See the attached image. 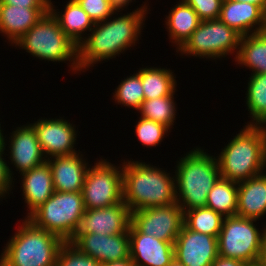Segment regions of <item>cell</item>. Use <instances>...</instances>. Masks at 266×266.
I'll return each mask as SVG.
<instances>
[{"label":"cell","mask_w":266,"mask_h":266,"mask_svg":"<svg viewBox=\"0 0 266 266\" xmlns=\"http://www.w3.org/2000/svg\"><path fill=\"white\" fill-rule=\"evenodd\" d=\"M118 9L115 14L104 21L96 22L90 33L78 45L79 72L93 67L100 61L116 58L120 53L135 46L145 27V17L148 15V4L146 2L136 10L119 15ZM147 14V15H146ZM93 65V66H92Z\"/></svg>","instance_id":"6da1fadb"},{"label":"cell","mask_w":266,"mask_h":266,"mask_svg":"<svg viewBox=\"0 0 266 266\" xmlns=\"http://www.w3.org/2000/svg\"><path fill=\"white\" fill-rule=\"evenodd\" d=\"M141 161L123 162V201L133 211L176 203L175 177Z\"/></svg>","instance_id":"7a4b0ae2"},{"label":"cell","mask_w":266,"mask_h":266,"mask_svg":"<svg viewBox=\"0 0 266 266\" xmlns=\"http://www.w3.org/2000/svg\"><path fill=\"white\" fill-rule=\"evenodd\" d=\"M229 141L216 156L220 177L239 183L265 172L266 133L263 126L244 125Z\"/></svg>","instance_id":"3957f363"},{"label":"cell","mask_w":266,"mask_h":266,"mask_svg":"<svg viewBox=\"0 0 266 266\" xmlns=\"http://www.w3.org/2000/svg\"><path fill=\"white\" fill-rule=\"evenodd\" d=\"M185 155L177 162L174 172L176 203L183 209V213L206 207L207 194L220 177L215 156L200 147H194Z\"/></svg>","instance_id":"277c9868"},{"label":"cell","mask_w":266,"mask_h":266,"mask_svg":"<svg viewBox=\"0 0 266 266\" xmlns=\"http://www.w3.org/2000/svg\"><path fill=\"white\" fill-rule=\"evenodd\" d=\"M0 255V266H55L64 240L22 220Z\"/></svg>","instance_id":"5b68a950"},{"label":"cell","mask_w":266,"mask_h":266,"mask_svg":"<svg viewBox=\"0 0 266 266\" xmlns=\"http://www.w3.org/2000/svg\"><path fill=\"white\" fill-rule=\"evenodd\" d=\"M13 45L40 60L70 61V70L79 73L78 46L63 32L50 10Z\"/></svg>","instance_id":"8992f818"},{"label":"cell","mask_w":266,"mask_h":266,"mask_svg":"<svg viewBox=\"0 0 266 266\" xmlns=\"http://www.w3.org/2000/svg\"><path fill=\"white\" fill-rule=\"evenodd\" d=\"M85 211L82 192L55 191L26 219L37 228L56 234L68 242L74 238Z\"/></svg>","instance_id":"52a82bcc"},{"label":"cell","mask_w":266,"mask_h":266,"mask_svg":"<svg viewBox=\"0 0 266 266\" xmlns=\"http://www.w3.org/2000/svg\"><path fill=\"white\" fill-rule=\"evenodd\" d=\"M256 221L237 215L224 217L217 237L219 256L241 260L250 265L259 263L265 242V229L260 232L254 224Z\"/></svg>","instance_id":"ba28073f"},{"label":"cell","mask_w":266,"mask_h":266,"mask_svg":"<svg viewBox=\"0 0 266 266\" xmlns=\"http://www.w3.org/2000/svg\"><path fill=\"white\" fill-rule=\"evenodd\" d=\"M241 35L225 23L217 20L201 21L186 42L176 51L206 59H221L239 51ZM236 50V51H235Z\"/></svg>","instance_id":"9c48e42d"},{"label":"cell","mask_w":266,"mask_h":266,"mask_svg":"<svg viewBox=\"0 0 266 266\" xmlns=\"http://www.w3.org/2000/svg\"><path fill=\"white\" fill-rule=\"evenodd\" d=\"M120 165L102 158L90 165L82 189L85 209L109 207L123 201V162Z\"/></svg>","instance_id":"30bf717a"},{"label":"cell","mask_w":266,"mask_h":266,"mask_svg":"<svg viewBox=\"0 0 266 266\" xmlns=\"http://www.w3.org/2000/svg\"><path fill=\"white\" fill-rule=\"evenodd\" d=\"M131 224L142 234L174 243L184 225L183 209L175 203L132 212Z\"/></svg>","instance_id":"8fae6325"},{"label":"cell","mask_w":266,"mask_h":266,"mask_svg":"<svg viewBox=\"0 0 266 266\" xmlns=\"http://www.w3.org/2000/svg\"><path fill=\"white\" fill-rule=\"evenodd\" d=\"M174 246L175 261L183 266H211L217 258V237L190 230L185 224Z\"/></svg>","instance_id":"7c38bea8"},{"label":"cell","mask_w":266,"mask_h":266,"mask_svg":"<svg viewBox=\"0 0 266 266\" xmlns=\"http://www.w3.org/2000/svg\"><path fill=\"white\" fill-rule=\"evenodd\" d=\"M37 135L40 147L46 159L77 153L76 127L63 117L57 119H39L30 123Z\"/></svg>","instance_id":"4fadbf2b"},{"label":"cell","mask_w":266,"mask_h":266,"mask_svg":"<svg viewBox=\"0 0 266 266\" xmlns=\"http://www.w3.org/2000/svg\"><path fill=\"white\" fill-rule=\"evenodd\" d=\"M131 216L132 212L124 201L109 207L86 209L75 234H122L129 231Z\"/></svg>","instance_id":"5bb4252c"},{"label":"cell","mask_w":266,"mask_h":266,"mask_svg":"<svg viewBox=\"0 0 266 266\" xmlns=\"http://www.w3.org/2000/svg\"><path fill=\"white\" fill-rule=\"evenodd\" d=\"M70 242L82 253L100 263L119 261L130 257L128 231L115 235L75 234Z\"/></svg>","instance_id":"9a60e30c"},{"label":"cell","mask_w":266,"mask_h":266,"mask_svg":"<svg viewBox=\"0 0 266 266\" xmlns=\"http://www.w3.org/2000/svg\"><path fill=\"white\" fill-rule=\"evenodd\" d=\"M129 252L135 266H170L174 261L172 242L162 241L129 227Z\"/></svg>","instance_id":"2e32d148"},{"label":"cell","mask_w":266,"mask_h":266,"mask_svg":"<svg viewBox=\"0 0 266 266\" xmlns=\"http://www.w3.org/2000/svg\"><path fill=\"white\" fill-rule=\"evenodd\" d=\"M9 138L8 152L10 162L15 166L19 174L31 170L45 162V158L36 131L31 124L15 128Z\"/></svg>","instance_id":"e0dca14e"},{"label":"cell","mask_w":266,"mask_h":266,"mask_svg":"<svg viewBox=\"0 0 266 266\" xmlns=\"http://www.w3.org/2000/svg\"><path fill=\"white\" fill-rule=\"evenodd\" d=\"M77 153L64 156H55L46 161L52 173L53 186L55 191L82 192L88 168L87 159L83 154Z\"/></svg>","instance_id":"ac0fdd59"},{"label":"cell","mask_w":266,"mask_h":266,"mask_svg":"<svg viewBox=\"0 0 266 266\" xmlns=\"http://www.w3.org/2000/svg\"><path fill=\"white\" fill-rule=\"evenodd\" d=\"M219 20L241 36L266 30V13L249 2L223 0Z\"/></svg>","instance_id":"d6986e66"},{"label":"cell","mask_w":266,"mask_h":266,"mask_svg":"<svg viewBox=\"0 0 266 266\" xmlns=\"http://www.w3.org/2000/svg\"><path fill=\"white\" fill-rule=\"evenodd\" d=\"M50 8H28L0 4V33L13 44L35 25Z\"/></svg>","instance_id":"ffe728a7"},{"label":"cell","mask_w":266,"mask_h":266,"mask_svg":"<svg viewBox=\"0 0 266 266\" xmlns=\"http://www.w3.org/2000/svg\"><path fill=\"white\" fill-rule=\"evenodd\" d=\"M22 195L29 209L27 218L35 209L45 203L55 192L52 173L47 161L20 174Z\"/></svg>","instance_id":"44dd1931"},{"label":"cell","mask_w":266,"mask_h":266,"mask_svg":"<svg viewBox=\"0 0 266 266\" xmlns=\"http://www.w3.org/2000/svg\"><path fill=\"white\" fill-rule=\"evenodd\" d=\"M266 215V171L238 183L237 216L260 220Z\"/></svg>","instance_id":"7402d4cb"},{"label":"cell","mask_w":266,"mask_h":266,"mask_svg":"<svg viewBox=\"0 0 266 266\" xmlns=\"http://www.w3.org/2000/svg\"><path fill=\"white\" fill-rule=\"evenodd\" d=\"M50 0V11L56 17L63 32L78 46L84 39V33L94 27V21L82 9L77 0H69L64 11L54 9ZM58 10V11H57Z\"/></svg>","instance_id":"603a6c76"},{"label":"cell","mask_w":266,"mask_h":266,"mask_svg":"<svg viewBox=\"0 0 266 266\" xmlns=\"http://www.w3.org/2000/svg\"><path fill=\"white\" fill-rule=\"evenodd\" d=\"M165 25L169 33V39L175 44L176 51L186 42L196 30L201 20L194 9L184 0H179L165 19Z\"/></svg>","instance_id":"cb8c5ba5"},{"label":"cell","mask_w":266,"mask_h":266,"mask_svg":"<svg viewBox=\"0 0 266 266\" xmlns=\"http://www.w3.org/2000/svg\"><path fill=\"white\" fill-rule=\"evenodd\" d=\"M234 60L251 69V74H266V30L241 36Z\"/></svg>","instance_id":"d4e9b609"},{"label":"cell","mask_w":266,"mask_h":266,"mask_svg":"<svg viewBox=\"0 0 266 266\" xmlns=\"http://www.w3.org/2000/svg\"><path fill=\"white\" fill-rule=\"evenodd\" d=\"M147 67L140 68L144 100L175 94L177 81L172 70L163 67Z\"/></svg>","instance_id":"484cf974"},{"label":"cell","mask_w":266,"mask_h":266,"mask_svg":"<svg viewBox=\"0 0 266 266\" xmlns=\"http://www.w3.org/2000/svg\"><path fill=\"white\" fill-rule=\"evenodd\" d=\"M238 183L219 177L207 194L206 207L223 217L237 215Z\"/></svg>","instance_id":"4316f807"},{"label":"cell","mask_w":266,"mask_h":266,"mask_svg":"<svg viewBox=\"0 0 266 266\" xmlns=\"http://www.w3.org/2000/svg\"><path fill=\"white\" fill-rule=\"evenodd\" d=\"M248 79L245 98L252 120L245 124L263 126L266 123V74H251Z\"/></svg>","instance_id":"83f0119b"},{"label":"cell","mask_w":266,"mask_h":266,"mask_svg":"<svg viewBox=\"0 0 266 266\" xmlns=\"http://www.w3.org/2000/svg\"><path fill=\"white\" fill-rule=\"evenodd\" d=\"M176 105L173 94L170 96L144 100L138 111L142 118L163 124L171 130L175 122L174 120H176Z\"/></svg>","instance_id":"f1b7e54d"},{"label":"cell","mask_w":266,"mask_h":266,"mask_svg":"<svg viewBox=\"0 0 266 266\" xmlns=\"http://www.w3.org/2000/svg\"><path fill=\"white\" fill-rule=\"evenodd\" d=\"M224 217L207 207L194 208L184 213V224L195 232L218 237Z\"/></svg>","instance_id":"f546056e"},{"label":"cell","mask_w":266,"mask_h":266,"mask_svg":"<svg viewBox=\"0 0 266 266\" xmlns=\"http://www.w3.org/2000/svg\"><path fill=\"white\" fill-rule=\"evenodd\" d=\"M113 94L115 102L117 101L116 103L138 111L144 101L140 69L132 76H127L125 79L121 80Z\"/></svg>","instance_id":"4dcf8cb0"},{"label":"cell","mask_w":266,"mask_h":266,"mask_svg":"<svg viewBox=\"0 0 266 266\" xmlns=\"http://www.w3.org/2000/svg\"><path fill=\"white\" fill-rule=\"evenodd\" d=\"M135 126V133L139 142L148 148L161 144L165 134L167 135L170 132V129L163 124L142 117L139 118Z\"/></svg>","instance_id":"1f68e13d"},{"label":"cell","mask_w":266,"mask_h":266,"mask_svg":"<svg viewBox=\"0 0 266 266\" xmlns=\"http://www.w3.org/2000/svg\"><path fill=\"white\" fill-rule=\"evenodd\" d=\"M55 266H101V263L68 241L60 247Z\"/></svg>","instance_id":"d6a6232c"},{"label":"cell","mask_w":266,"mask_h":266,"mask_svg":"<svg viewBox=\"0 0 266 266\" xmlns=\"http://www.w3.org/2000/svg\"><path fill=\"white\" fill-rule=\"evenodd\" d=\"M77 2L94 23L109 19L119 9L112 0H77Z\"/></svg>","instance_id":"836d02e7"},{"label":"cell","mask_w":266,"mask_h":266,"mask_svg":"<svg viewBox=\"0 0 266 266\" xmlns=\"http://www.w3.org/2000/svg\"><path fill=\"white\" fill-rule=\"evenodd\" d=\"M197 13L201 21L217 20L223 0H184Z\"/></svg>","instance_id":"e575fe53"},{"label":"cell","mask_w":266,"mask_h":266,"mask_svg":"<svg viewBox=\"0 0 266 266\" xmlns=\"http://www.w3.org/2000/svg\"><path fill=\"white\" fill-rule=\"evenodd\" d=\"M4 150V148L0 149V200L1 198H4L7 193L9 195V191L11 192L12 186L14 187V174L11 171L12 169H10V167L8 166L9 161L6 162V160H4Z\"/></svg>","instance_id":"d590c367"},{"label":"cell","mask_w":266,"mask_h":266,"mask_svg":"<svg viewBox=\"0 0 266 266\" xmlns=\"http://www.w3.org/2000/svg\"><path fill=\"white\" fill-rule=\"evenodd\" d=\"M0 4H10L28 8H50V0H0Z\"/></svg>","instance_id":"8d00e7d4"},{"label":"cell","mask_w":266,"mask_h":266,"mask_svg":"<svg viewBox=\"0 0 266 266\" xmlns=\"http://www.w3.org/2000/svg\"><path fill=\"white\" fill-rule=\"evenodd\" d=\"M211 266H250V264L241 260L225 258L218 255Z\"/></svg>","instance_id":"74e56055"},{"label":"cell","mask_w":266,"mask_h":266,"mask_svg":"<svg viewBox=\"0 0 266 266\" xmlns=\"http://www.w3.org/2000/svg\"><path fill=\"white\" fill-rule=\"evenodd\" d=\"M101 266H135L132 262L131 258L119 260V261H111V262H105L101 263Z\"/></svg>","instance_id":"f35d334b"},{"label":"cell","mask_w":266,"mask_h":266,"mask_svg":"<svg viewBox=\"0 0 266 266\" xmlns=\"http://www.w3.org/2000/svg\"><path fill=\"white\" fill-rule=\"evenodd\" d=\"M237 2H249L258 5L266 13V0H231Z\"/></svg>","instance_id":"ab89813d"},{"label":"cell","mask_w":266,"mask_h":266,"mask_svg":"<svg viewBox=\"0 0 266 266\" xmlns=\"http://www.w3.org/2000/svg\"><path fill=\"white\" fill-rule=\"evenodd\" d=\"M112 2L119 8L124 10V7L128 6L132 0H112Z\"/></svg>","instance_id":"60d3db41"},{"label":"cell","mask_w":266,"mask_h":266,"mask_svg":"<svg viewBox=\"0 0 266 266\" xmlns=\"http://www.w3.org/2000/svg\"><path fill=\"white\" fill-rule=\"evenodd\" d=\"M259 264L261 266H266V243H264Z\"/></svg>","instance_id":"b9f144b4"},{"label":"cell","mask_w":266,"mask_h":266,"mask_svg":"<svg viewBox=\"0 0 266 266\" xmlns=\"http://www.w3.org/2000/svg\"><path fill=\"white\" fill-rule=\"evenodd\" d=\"M2 131L3 130H1V124H0V149L4 148L6 150V146H7L6 142L7 141H5V140H7V139H5L6 137L3 136L4 134L2 133Z\"/></svg>","instance_id":"7bdbcfd3"},{"label":"cell","mask_w":266,"mask_h":266,"mask_svg":"<svg viewBox=\"0 0 266 266\" xmlns=\"http://www.w3.org/2000/svg\"><path fill=\"white\" fill-rule=\"evenodd\" d=\"M170 266H183V265H181V264L177 263L176 261H174Z\"/></svg>","instance_id":"ee69618b"},{"label":"cell","mask_w":266,"mask_h":266,"mask_svg":"<svg viewBox=\"0 0 266 266\" xmlns=\"http://www.w3.org/2000/svg\"><path fill=\"white\" fill-rule=\"evenodd\" d=\"M265 227H264V229H265V242L264 243H266V225H264Z\"/></svg>","instance_id":"f6af8a7d"},{"label":"cell","mask_w":266,"mask_h":266,"mask_svg":"<svg viewBox=\"0 0 266 266\" xmlns=\"http://www.w3.org/2000/svg\"><path fill=\"white\" fill-rule=\"evenodd\" d=\"M250 266H261V265L257 263V264H251Z\"/></svg>","instance_id":"bcb514c9"},{"label":"cell","mask_w":266,"mask_h":266,"mask_svg":"<svg viewBox=\"0 0 266 266\" xmlns=\"http://www.w3.org/2000/svg\"><path fill=\"white\" fill-rule=\"evenodd\" d=\"M263 128H264L265 133H266V123L263 125Z\"/></svg>","instance_id":"7dc6e473"}]
</instances>
